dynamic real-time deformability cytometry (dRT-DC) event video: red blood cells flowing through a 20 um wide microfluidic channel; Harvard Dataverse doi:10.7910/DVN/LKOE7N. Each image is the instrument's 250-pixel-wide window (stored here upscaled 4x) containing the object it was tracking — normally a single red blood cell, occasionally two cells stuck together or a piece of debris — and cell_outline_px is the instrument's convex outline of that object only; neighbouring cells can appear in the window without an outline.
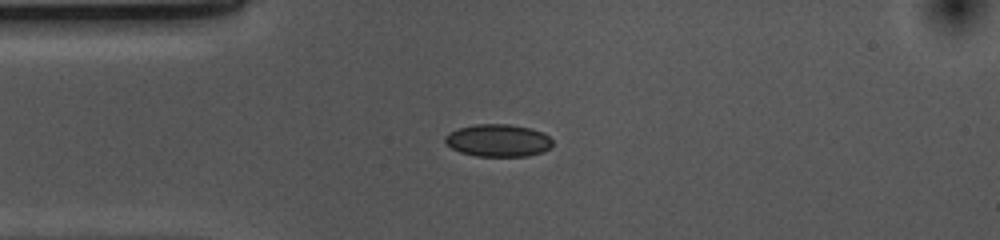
{"species": "common noctule bat (a hibernating species)", "species_latin": "Nyctalus noctula", "temperature_condition": "cold", "stored_images_in_passage": 42, "camera_frame_rate_fps": 3000, "um_per_image_px": 0.085, "animal": {"sex": "female", "body_mass_g": 10.0, "forearm_length_mm": 53.1}, "frame": {"image": 1, "passage_image": 1, "time_ms": 0.0, "image_size_px": [1000, 240], "cell_outline_px": [[552, 144], [544, 152], [528, 156], [476, 156], [460, 152], [452, 148], [444, 140], [444, 136], [448, 132], [460, 128], [476, 124], [508, 124], [532, 128], [544, 132], [552, 140]], "centroid_in_image_um": [42.35, 11.93], "position_along_channel_um": 42.6, "area_um2": 20.4}}
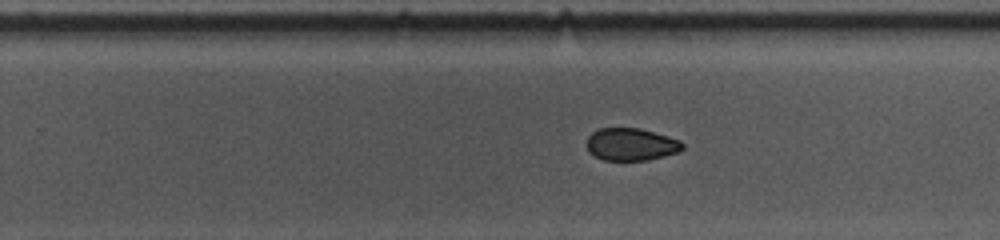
{"frame": {"image": 2, "passage_image": 21, "time_ms": 6.667, "image_size_px": [1000, 240], "cell_outline_px": [[684, 148], [680, 152], [648, 160], [604, 160], [588, 152], [588, 136], [592, 132], [600, 128], [640, 128], [680, 140], [684, 144]], "centroid_in_image_um": [53.67, 12.27], "position_along_channel_um": 276.1, "area_um2": 18.09}}
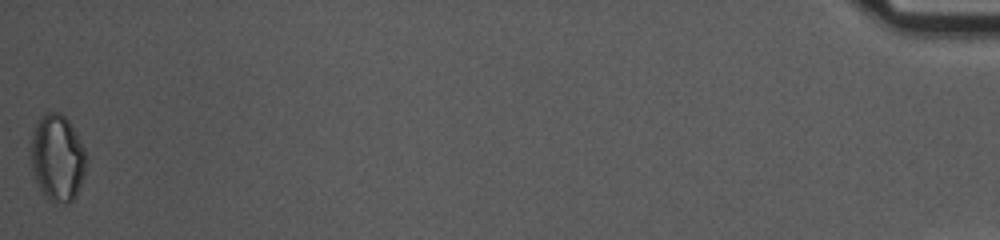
{"frame": {"image": 3, "passage_image": 42, "time_ms": 13.667, "image_size_px": [1000, 240], "cell_outline_px": [[88, 160], [84, 176], [72, 200], [68, 204], [64, 204], [52, 200], [40, 188], [36, 180], [28, 156], [32, 132], [40, 116], [48, 112], [60, 112], [68, 120], [76, 132], [84, 148]], "centroid_in_image_um": [4.87, 13.37], "position_along_channel_um": 430.3, "area_um2": 28.09}, "authors_computed_cell_mechanics": {"area_um2": 19.7965, "velocity_mm_per_s": 3.697, "shape_relaxation_time_tau1_ms": null, "shape_relaxation_time_tau2_ms": 4.2562, "deformation_change_tau1": null, "deformation_change_tau2": 0.0732}}